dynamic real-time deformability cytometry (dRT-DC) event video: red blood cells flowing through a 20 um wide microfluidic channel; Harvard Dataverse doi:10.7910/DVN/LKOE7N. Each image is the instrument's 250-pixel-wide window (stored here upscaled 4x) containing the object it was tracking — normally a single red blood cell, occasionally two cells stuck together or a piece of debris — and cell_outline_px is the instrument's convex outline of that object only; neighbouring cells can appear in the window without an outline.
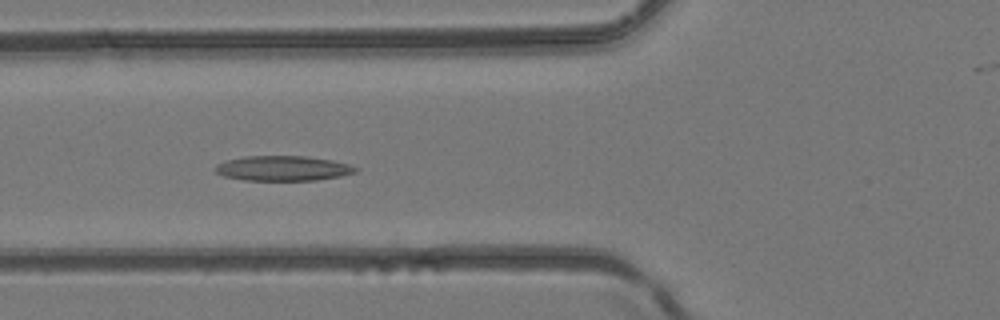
{"species": "common noctule bat (a hibernating species)", "species_latin": "Nyctalus noctula", "temperature_condition": "room temperature", "stored_images_in_passage": 3, "camera_frame_rate_fps": 3000, "um_per_image_px": 0.085, "animal": {"sex": "female", "body_mass_g": 24.6, "forearm_length_mm": 56.2}, "frame": {"image": 1, "passage_image": 3, "time_ms": 0.667, "image_size_px": [1000, 320], "cell_outline_px": [[360, 168], [356, 172], [340, 176], [316, 180], [244, 180], [224, 176], [216, 172], [216, 164], [224, 160], [244, 156], [308, 156], [332, 160], [348, 164]], "centroid_in_image_um": [24.05, 14.3], "position_along_channel_um": 101.8, "area_um2": 20.46}}